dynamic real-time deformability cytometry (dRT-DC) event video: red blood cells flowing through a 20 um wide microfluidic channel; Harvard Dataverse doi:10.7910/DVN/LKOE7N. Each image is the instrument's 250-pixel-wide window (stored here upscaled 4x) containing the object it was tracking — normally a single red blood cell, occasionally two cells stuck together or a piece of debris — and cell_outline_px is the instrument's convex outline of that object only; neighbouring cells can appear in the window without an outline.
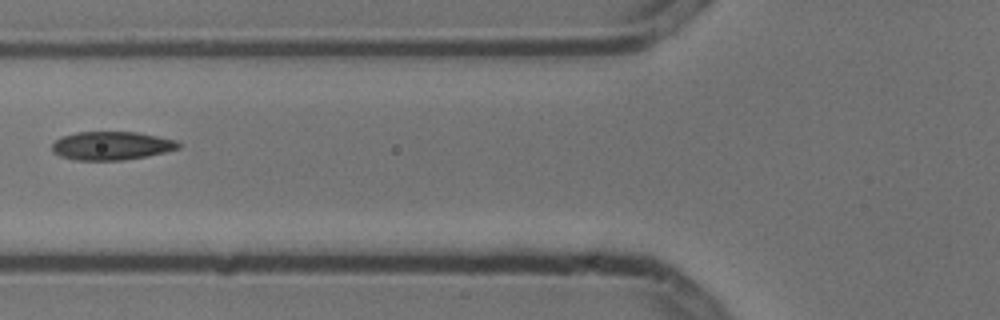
{"species": "common noctule bat (a hibernating species)", "species_latin": "Nyctalus noctula", "temperature_condition": "cold", "stored_images_in_passage": 4, "camera_frame_rate_fps": 3000, "um_per_image_px": 0.085, "animal": {"sex": "male", "body_mass_g": 13.3}, "frame": {"image": 1, "passage_image": 4, "time_ms": 1.0, "image_size_px": [1000, 320], "cell_outline_px": [[180, 148], [164, 152], [124, 160], [76, 160], [60, 156], [52, 152], [52, 144], [56, 140], [64, 136], [76, 132], [136, 132], [176, 140], [180, 144]], "centroid_in_image_um": [9.46, 12.39], "position_along_channel_um": 116.3, "area_um2": 20.75}}